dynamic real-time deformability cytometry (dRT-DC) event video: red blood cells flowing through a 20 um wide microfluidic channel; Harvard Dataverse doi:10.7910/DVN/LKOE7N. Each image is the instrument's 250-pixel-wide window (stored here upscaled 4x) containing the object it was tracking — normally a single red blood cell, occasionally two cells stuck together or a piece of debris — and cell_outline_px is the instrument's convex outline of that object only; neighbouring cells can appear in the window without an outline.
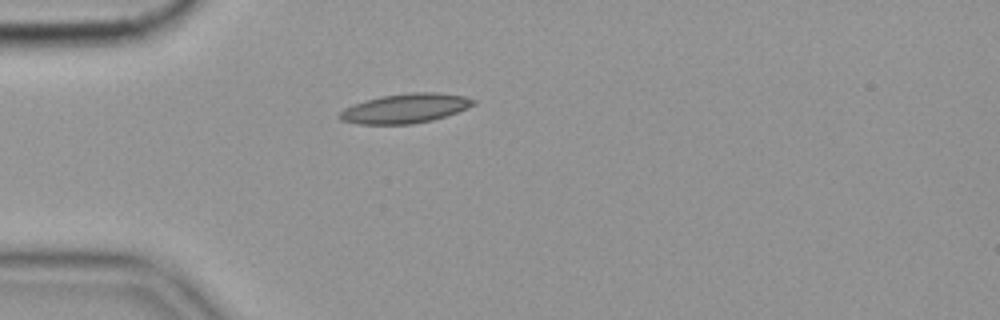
{"species": "common noctule bat (a hibernating species)", "species_latin": "Nyctalus noctula", "temperature_condition": "cold", "stored_images_in_passage": 42, "camera_frame_rate_fps": 3000, "um_per_image_px": 0.085, "animal": {"sex": "female", "body_mass_g": 19.9}, "frame": {"image": 1, "passage_image": 1, "time_ms": 0.0, "image_size_px": [1000, 320], "cell_outline_px": [[476, 104], [468, 108], [432, 120], [412, 124], [360, 124], [340, 120], [336, 116], [344, 108], [352, 104], [364, 100], [380, 96], [412, 92], [436, 92], [464, 96], [476, 100]], "centroid_in_image_um": [34.42, 9.21], "position_along_channel_um": 50.6, "area_um2": 23.06}}
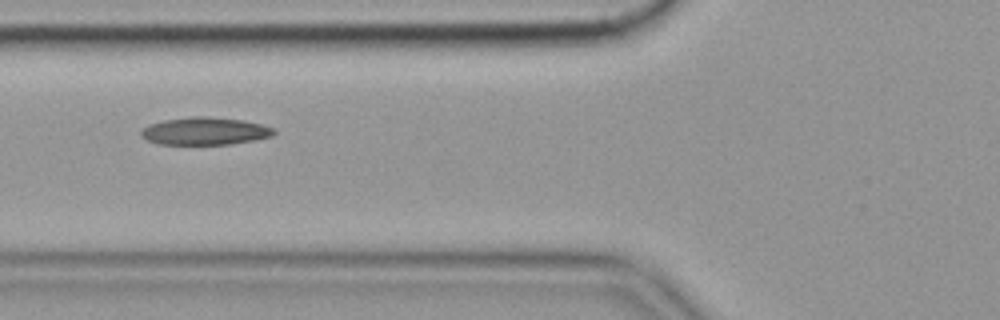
{"frame": {"image": 2, "passage_image": 7, "time_ms": 2.0, "image_size_px": [1000, 320], "cell_outline_px": [[276, 132], [272, 136], [256, 140], [228, 144], [156, 144], [140, 136], [140, 132], [148, 124], [164, 120], [192, 116], [208, 116], [244, 120], [260, 124], [272, 128]], "centroid_in_image_um": [17.4, 11.14], "position_along_channel_um": 108.4, "area_um2": 21.39}, "authors_computed_cell_mechanics": {"area_um2": 21.2126, "velocity_mm_per_s": 3.5243, "shape_relaxation_time_tau1_ms": null, "shape_relaxation_time_tau2_ms": 2.485, "deformation_change_tau1": null, "deformation_change_tau2": 0.0693}}